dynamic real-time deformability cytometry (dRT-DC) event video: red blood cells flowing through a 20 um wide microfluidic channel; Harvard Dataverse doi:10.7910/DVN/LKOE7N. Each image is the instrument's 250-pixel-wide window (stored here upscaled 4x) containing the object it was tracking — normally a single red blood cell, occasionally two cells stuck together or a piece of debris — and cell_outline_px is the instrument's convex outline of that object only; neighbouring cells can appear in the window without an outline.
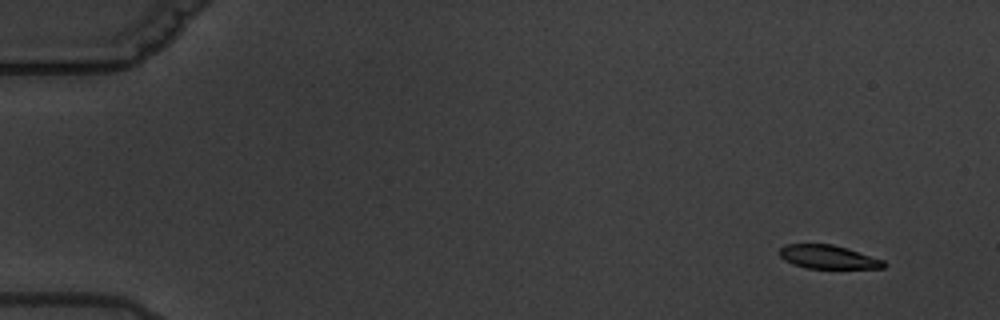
{"species": "common noctule bat (a hibernating species)", "species_latin": "Nyctalus noctula", "temperature_condition": "warm", "stored_images_in_passage": 6, "camera_frame_rate_fps": 3000, "um_per_image_px": 0.085, "animal": {"sex": "male", "body_mass_g": 19.5, "forearm_length_mm": 54.6}, "frame": {"image": 1, "passage_image": 1, "time_ms": 0.0, "image_size_px": [1000, 320], "cell_outline_px": [[888, 264], [884, 268], [808, 268], [792, 264], [784, 260], [780, 256], [780, 248], [784, 244], [832, 244], [848, 248], [884, 260]], "centroid_in_image_um": [70.41, 21.84], "position_along_channel_um": 14.6, "area_um2": 14.39}}
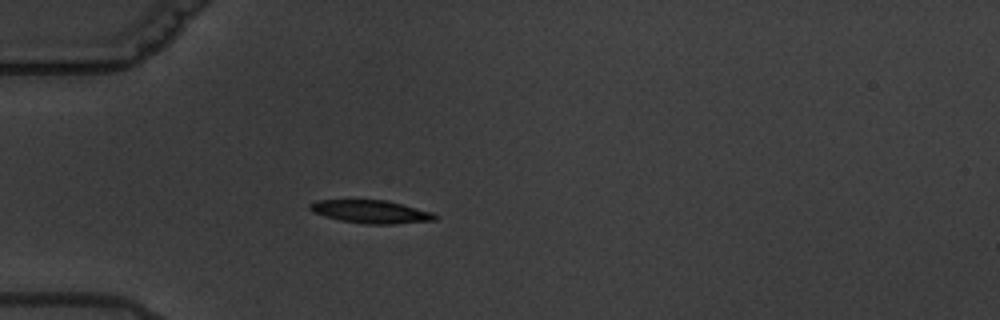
{"frame": {"image": 2, "passage_image": 5, "time_ms": 4.667, "image_size_px": [1000, 320], "cell_outline_px": [[440, 216], [436, 220], [392, 224], [364, 224], [340, 220], [312, 212], [308, 208], [308, 204], [316, 200], [388, 200], [432, 212]], "centroid_in_image_um": [31.54, 17.99], "position_along_channel_um": 53.5, "area_um2": 16.88}}